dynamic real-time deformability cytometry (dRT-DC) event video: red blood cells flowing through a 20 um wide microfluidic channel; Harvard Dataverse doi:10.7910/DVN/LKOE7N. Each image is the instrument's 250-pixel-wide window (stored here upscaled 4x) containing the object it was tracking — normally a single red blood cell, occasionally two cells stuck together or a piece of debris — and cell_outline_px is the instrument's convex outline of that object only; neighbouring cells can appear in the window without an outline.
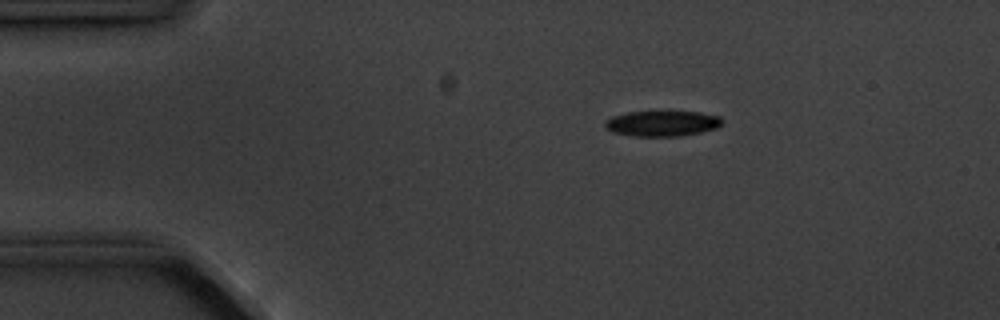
{"species": "common noctule bat (a hibernating species)", "species_latin": "Nyctalus noctula", "temperature_condition": "cold", "stored_images_in_passage": 5, "camera_frame_rate_fps": 3000, "um_per_image_px": 0.085, "animal": {"sex": "male", "body_mass_g": 20.1, "forearm_length_mm": 53.5}, "frame": {"image": 1, "passage_image": 2, "time_ms": 1.333, "image_size_px": [1000, 320], "cell_outline_px": [[720, 124], [716, 128], [700, 132], [680, 136], [632, 136], [612, 132], [604, 124], [604, 120], [612, 116], [628, 112], [700, 112], [720, 116]], "centroid_in_image_um": [56.24, 10.49], "position_along_channel_um": 28.8, "area_um2": 17.22}}
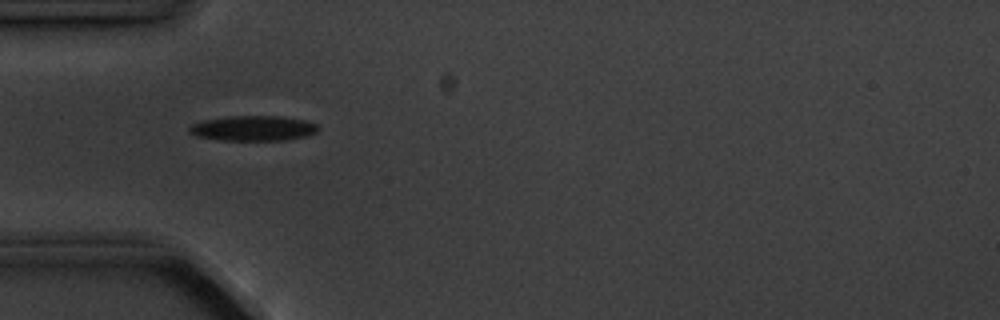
{"frame": {"image": 2, "passage_image": 4, "time_ms": 3.667, "image_size_px": [1000, 320], "cell_outline_px": [[320, 128], [316, 132], [308, 136], [288, 140], [220, 140], [196, 136], [188, 132], [188, 128], [192, 124], [204, 120], [228, 116], [280, 116], [304, 120], [316, 124]], "centroid_in_image_um": [21.53, 10.91], "position_along_channel_um": 63.5, "area_um2": 18.96}}
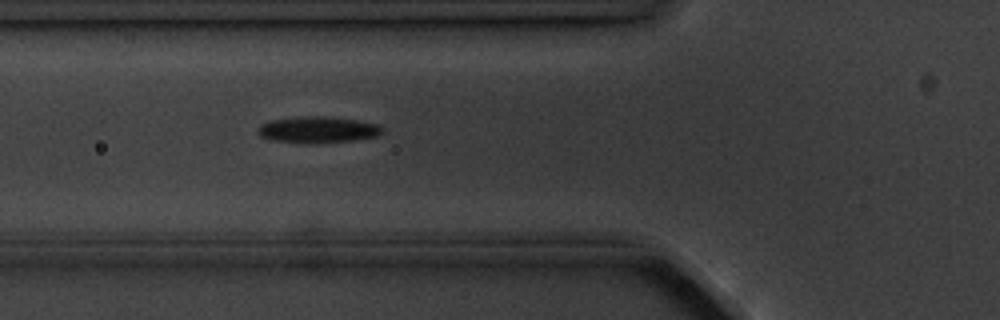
{"frame": {"image": 3, "passage_image": 5, "time_ms": 4.667, "image_size_px": [1000, 320], "cell_outline_px": [[384, 132], [376, 136], [352, 140], [304, 144], [272, 140], [260, 136], [256, 132], [260, 124], [272, 120], [300, 116], [324, 116], [356, 120], [380, 124], [384, 128]], "centroid_in_image_um": [27.0, 11.02], "position_along_channel_um": 98.8, "area_um2": 19.25}}